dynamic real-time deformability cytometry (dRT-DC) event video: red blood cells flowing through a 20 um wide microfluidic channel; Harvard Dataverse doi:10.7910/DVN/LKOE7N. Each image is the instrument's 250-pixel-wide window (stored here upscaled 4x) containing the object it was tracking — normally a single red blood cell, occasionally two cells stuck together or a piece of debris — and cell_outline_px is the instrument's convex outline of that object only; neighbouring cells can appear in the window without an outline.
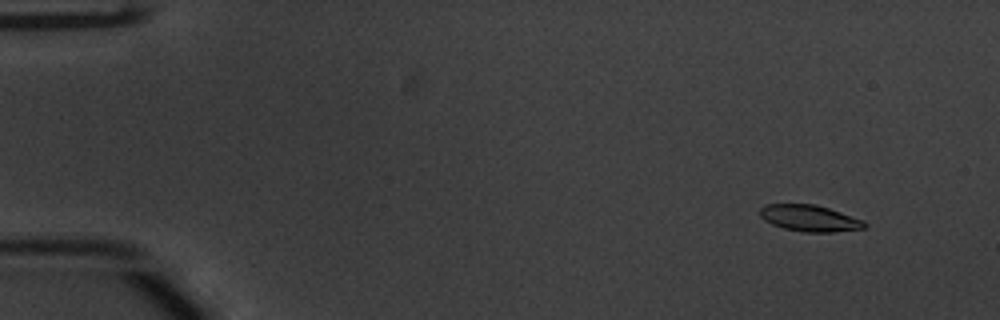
{"species": "common noctule bat (a hibernating species)", "species_latin": "Nyctalus noctula", "temperature_condition": "warm", "stored_images_in_passage": 55, "segment_of_instrument_passage": [1, 2], "camera_frame_rate_fps": 3000, "um_per_image_px": 0.085, "animal": {"sex": "male", "body_mass_g": 20.1, "forearm_length_mm": 53.5}, "frame": {"image": 1, "passage_image": 5, "time_ms": 1.333, "image_size_px": [1000, 320], "cell_outline_px": [[868, 224], [864, 228], [832, 232], [804, 232], [784, 228], [772, 224], [764, 220], [760, 216], [760, 208], [768, 204], [816, 204], [864, 220]], "centroid_in_image_um": [68.82, 18.55], "position_along_channel_um": 16.2, "area_um2": 16.01}}
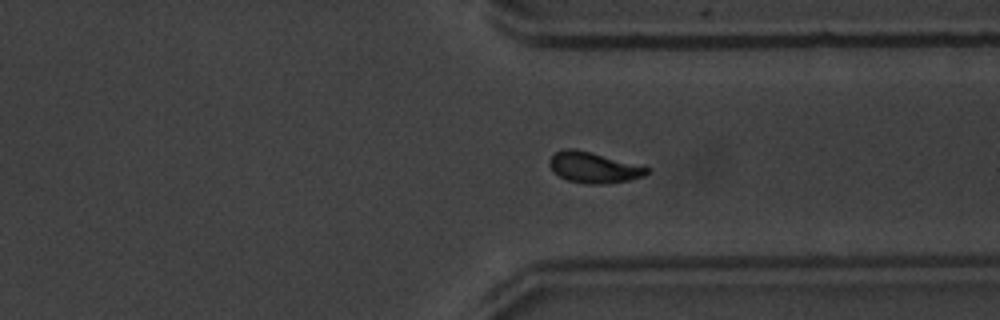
{"frame": {"image": 2, "passage_image": 41, "time_ms": 13.333, "image_size_px": [1000, 320], "cell_outline_px": [[652, 172], [644, 176], [632, 180], [604, 184], [584, 184], [568, 180], [560, 176], [548, 164], [548, 160], [556, 152], [564, 148], [576, 148], [644, 164]], "centroid_in_image_um": [50.56, 14.22], "position_along_channel_um": 360.8, "area_um2": 18.09}}
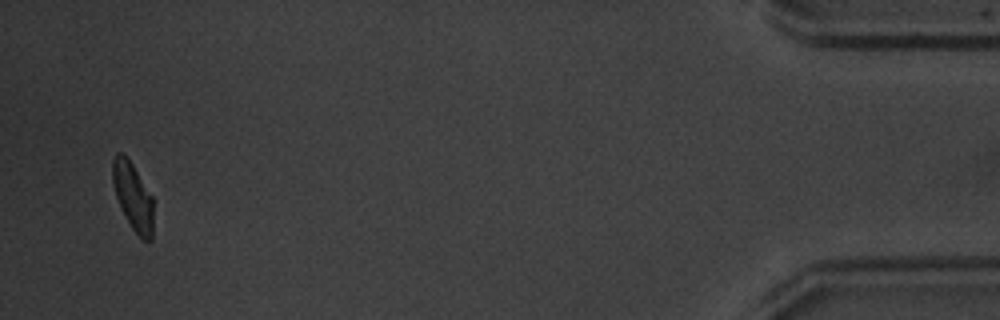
{"frame": {"image": 3, "passage_image": 52, "time_ms": 17.0, "image_size_px": [1000, 320], "cell_outline_px": [[152, 240], [144, 240], [132, 228], [124, 216], [120, 208], [112, 184], [112, 160], [116, 152], [120, 152], [132, 164], [152, 196]], "centroid_in_image_um": [11.27, 16.69], "position_along_channel_um": 423.9, "area_um2": 15.84}}